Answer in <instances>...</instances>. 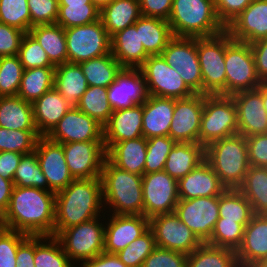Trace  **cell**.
Here are the masks:
<instances>
[{"instance_id":"obj_1","label":"cell","mask_w":267,"mask_h":267,"mask_svg":"<svg viewBox=\"0 0 267 267\" xmlns=\"http://www.w3.org/2000/svg\"><path fill=\"white\" fill-rule=\"evenodd\" d=\"M7 229L28 236H53L55 193L34 187L14 186L7 211Z\"/></svg>"},{"instance_id":"obj_2","label":"cell","mask_w":267,"mask_h":267,"mask_svg":"<svg viewBox=\"0 0 267 267\" xmlns=\"http://www.w3.org/2000/svg\"><path fill=\"white\" fill-rule=\"evenodd\" d=\"M101 178L74 179L55 193V224L53 236L59 231L100 217L103 208Z\"/></svg>"},{"instance_id":"obj_3","label":"cell","mask_w":267,"mask_h":267,"mask_svg":"<svg viewBox=\"0 0 267 267\" xmlns=\"http://www.w3.org/2000/svg\"><path fill=\"white\" fill-rule=\"evenodd\" d=\"M100 178L103 204L112 207L113 214L144 215L142 175L121 170L105 159Z\"/></svg>"},{"instance_id":"obj_4","label":"cell","mask_w":267,"mask_h":267,"mask_svg":"<svg viewBox=\"0 0 267 267\" xmlns=\"http://www.w3.org/2000/svg\"><path fill=\"white\" fill-rule=\"evenodd\" d=\"M168 23L176 37H213L226 30L214 0H173Z\"/></svg>"},{"instance_id":"obj_5","label":"cell","mask_w":267,"mask_h":267,"mask_svg":"<svg viewBox=\"0 0 267 267\" xmlns=\"http://www.w3.org/2000/svg\"><path fill=\"white\" fill-rule=\"evenodd\" d=\"M205 160L227 189H238L250 167L246 138L236 134L205 147Z\"/></svg>"},{"instance_id":"obj_6","label":"cell","mask_w":267,"mask_h":267,"mask_svg":"<svg viewBox=\"0 0 267 267\" xmlns=\"http://www.w3.org/2000/svg\"><path fill=\"white\" fill-rule=\"evenodd\" d=\"M226 96L258 88L263 82L257 75L251 45L233 40L226 31Z\"/></svg>"},{"instance_id":"obj_7","label":"cell","mask_w":267,"mask_h":267,"mask_svg":"<svg viewBox=\"0 0 267 267\" xmlns=\"http://www.w3.org/2000/svg\"><path fill=\"white\" fill-rule=\"evenodd\" d=\"M238 134L236 105L231 96L204 95L199 144L206 147L213 141Z\"/></svg>"},{"instance_id":"obj_8","label":"cell","mask_w":267,"mask_h":267,"mask_svg":"<svg viewBox=\"0 0 267 267\" xmlns=\"http://www.w3.org/2000/svg\"><path fill=\"white\" fill-rule=\"evenodd\" d=\"M202 74V94L226 96V30L213 37L196 38Z\"/></svg>"},{"instance_id":"obj_9","label":"cell","mask_w":267,"mask_h":267,"mask_svg":"<svg viewBox=\"0 0 267 267\" xmlns=\"http://www.w3.org/2000/svg\"><path fill=\"white\" fill-rule=\"evenodd\" d=\"M100 218L80 223L59 231L55 237L70 260L77 263L93 259L104 252L105 226Z\"/></svg>"},{"instance_id":"obj_10","label":"cell","mask_w":267,"mask_h":267,"mask_svg":"<svg viewBox=\"0 0 267 267\" xmlns=\"http://www.w3.org/2000/svg\"><path fill=\"white\" fill-rule=\"evenodd\" d=\"M69 63H82L111 53V37L101 19L81 26L65 28Z\"/></svg>"},{"instance_id":"obj_11","label":"cell","mask_w":267,"mask_h":267,"mask_svg":"<svg viewBox=\"0 0 267 267\" xmlns=\"http://www.w3.org/2000/svg\"><path fill=\"white\" fill-rule=\"evenodd\" d=\"M139 69L146 80L149 95L182 99L195 94L161 55L149 56Z\"/></svg>"},{"instance_id":"obj_12","label":"cell","mask_w":267,"mask_h":267,"mask_svg":"<svg viewBox=\"0 0 267 267\" xmlns=\"http://www.w3.org/2000/svg\"><path fill=\"white\" fill-rule=\"evenodd\" d=\"M161 56L178 72L195 94H202V74L195 37L174 36L164 48Z\"/></svg>"},{"instance_id":"obj_13","label":"cell","mask_w":267,"mask_h":267,"mask_svg":"<svg viewBox=\"0 0 267 267\" xmlns=\"http://www.w3.org/2000/svg\"><path fill=\"white\" fill-rule=\"evenodd\" d=\"M144 216L148 219L175 211L179 201L178 180L164 170L142 175Z\"/></svg>"},{"instance_id":"obj_14","label":"cell","mask_w":267,"mask_h":267,"mask_svg":"<svg viewBox=\"0 0 267 267\" xmlns=\"http://www.w3.org/2000/svg\"><path fill=\"white\" fill-rule=\"evenodd\" d=\"M149 228L154 234L157 247L189 255L203 242L176 215L159 214L149 219Z\"/></svg>"},{"instance_id":"obj_15","label":"cell","mask_w":267,"mask_h":267,"mask_svg":"<svg viewBox=\"0 0 267 267\" xmlns=\"http://www.w3.org/2000/svg\"><path fill=\"white\" fill-rule=\"evenodd\" d=\"M174 212L206 243L219 219V196L179 199Z\"/></svg>"},{"instance_id":"obj_16","label":"cell","mask_w":267,"mask_h":267,"mask_svg":"<svg viewBox=\"0 0 267 267\" xmlns=\"http://www.w3.org/2000/svg\"><path fill=\"white\" fill-rule=\"evenodd\" d=\"M62 145L67 166L74 179L101 176L106 159L103 141L70 142Z\"/></svg>"},{"instance_id":"obj_17","label":"cell","mask_w":267,"mask_h":267,"mask_svg":"<svg viewBox=\"0 0 267 267\" xmlns=\"http://www.w3.org/2000/svg\"><path fill=\"white\" fill-rule=\"evenodd\" d=\"M46 137L60 144L103 141V126L76 106H72Z\"/></svg>"},{"instance_id":"obj_18","label":"cell","mask_w":267,"mask_h":267,"mask_svg":"<svg viewBox=\"0 0 267 267\" xmlns=\"http://www.w3.org/2000/svg\"><path fill=\"white\" fill-rule=\"evenodd\" d=\"M203 110L204 94H194L188 98L175 99L169 137L175 142L199 143Z\"/></svg>"},{"instance_id":"obj_19","label":"cell","mask_w":267,"mask_h":267,"mask_svg":"<svg viewBox=\"0 0 267 267\" xmlns=\"http://www.w3.org/2000/svg\"><path fill=\"white\" fill-rule=\"evenodd\" d=\"M35 152L41 171L47 179L48 191L57 193L74 180L67 166L62 144L40 136Z\"/></svg>"},{"instance_id":"obj_20","label":"cell","mask_w":267,"mask_h":267,"mask_svg":"<svg viewBox=\"0 0 267 267\" xmlns=\"http://www.w3.org/2000/svg\"><path fill=\"white\" fill-rule=\"evenodd\" d=\"M109 104L121 110L143 104L149 97L147 83L140 69L123 68L107 88Z\"/></svg>"},{"instance_id":"obj_21","label":"cell","mask_w":267,"mask_h":267,"mask_svg":"<svg viewBox=\"0 0 267 267\" xmlns=\"http://www.w3.org/2000/svg\"><path fill=\"white\" fill-rule=\"evenodd\" d=\"M237 109L238 134L246 137L267 133V112L256 88L231 96Z\"/></svg>"},{"instance_id":"obj_22","label":"cell","mask_w":267,"mask_h":267,"mask_svg":"<svg viewBox=\"0 0 267 267\" xmlns=\"http://www.w3.org/2000/svg\"><path fill=\"white\" fill-rule=\"evenodd\" d=\"M110 217L104 232L106 253H118L149 229V219L144 215L112 214Z\"/></svg>"},{"instance_id":"obj_23","label":"cell","mask_w":267,"mask_h":267,"mask_svg":"<svg viewBox=\"0 0 267 267\" xmlns=\"http://www.w3.org/2000/svg\"><path fill=\"white\" fill-rule=\"evenodd\" d=\"M226 31L233 40L249 44L267 38V0H253Z\"/></svg>"},{"instance_id":"obj_24","label":"cell","mask_w":267,"mask_h":267,"mask_svg":"<svg viewBox=\"0 0 267 267\" xmlns=\"http://www.w3.org/2000/svg\"><path fill=\"white\" fill-rule=\"evenodd\" d=\"M143 104L114 110L103 126V144L107 150L116 142L142 137Z\"/></svg>"},{"instance_id":"obj_25","label":"cell","mask_w":267,"mask_h":267,"mask_svg":"<svg viewBox=\"0 0 267 267\" xmlns=\"http://www.w3.org/2000/svg\"><path fill=\"white\" fill-rule=\"evenodd\" d=\"M226 189L206 160L178 180L179 199L220 196Z\"/></svg>"},{"instance_id":"obj_26","label":"cell","mask_w":267,"mask_h":267,"mask_svg":"<svg viewBox=\"0 0 267 267\" xmlns=\"http://www.w3.org/2000/svg\"><path fill=\"white\" fill-rule=\"evenodd\" d=\"M239 267L267 259V215L254 214L245 226L239 248L235 251Z\"/></svg>"},{"instance_id":"obj_27","label":"cell","mask_w":267,"mask_h":267,"mask_svg":"<svg viewBox=\"0 0 267 267\" xmlns=\"http://www.w3.org/2000/svg\"><path fill=\"white\" fill-rule=\"evenodd\" d=\"M175 99L149 95L143 103L142 133L149 139L155 136H169L173 120Z\"/></svg>"},{"instance_id":"obj_28","label":"cell","mask_w":267,"mask_h":267,"mask_svg":"<svg viewBox=\"0 0 267 267\" xmlns=\"http://www.w3.org/2000/svg\"><path fill=\"white\" fill-rule=\"evenodd\" d=\"M146 154L147 139L142 136L112 144L106 150V159L121 170L144 175Z\"/></svg>"},{"instance_id":"obj_29","label":"cell","mask_w":267,"mask_h":267,"mask_svg":"<svg viewBox=\"0 0 267 267\" xmlns=\"http://www.w3.org/2000/svg\"><path fill=\"white\" fill-rule=\"evenodd\" d=\"M111 53L123 68L131 69H139L149 57L134 25L111 37Z\"/></svg>"},{"instance_id":"obj_30","label":"cell","mask_w":267,"mask_h":267,"mask_svg":"<svg viewBox=\"0 0 267 267\" xmlns=\"http://www.w3.org/2000/svg\"><path fill=\"white\" fill-rule=\"evenodd\" d=\"M35 126L46 136L72 107L53 87L32 103Z\"/></svg>"},{"instance_id":"obj_31","label":"cell","mask_w":267,"mask_h":267,"mask_svg":"<svg viewBox=\"0 0 267 267\" xmlns=\"http://www.w3.org/2000/svg\"><path fill=\"white\" fill-rule=\"evenodd\" d=\"M205 160V147L199 143L176 142L169 153L164 171L179 180Z\"/></svg>"},{"instance_id":"obj_32","label":"cell","mask_w":267,"mask_h":267,"mask_svg":"<svg viewBox=\"0 0 267 267\" xmlns=\"http://www.w3.org/2000/svg\"><path fill=\"white\" fill-rule=\"evenodd\" d=\"M134 26L139 30L140 43L149 56L161 55L174 37L168 21L161 18L141 16Z\"/></svg>"},{"instance_id":"obj_33","label":"cell","mask_w":267,"mask_h":267,"mask_svg":"<svg viewBox=\"0 0 267 267\" xmlns=\"http://www.w3.org/2000/svg\"><path fill=\"white\" fill-rule=\"evenodd\" d=\"M141 16L139 0H112L100 10V19L110 37L134 25Z\"/></svg>"},{"instance_id":"obj_34","label":"cell","mask_w":267,"mask_h":267,"mask_svg":"<svg viewBox=\"0 0 267 267\" xmlns=\"http://www.w3.org/2000/svg\"><path fill=\"white\" fill-rule=\"evenodd\" d=\"M0 127L7 130H37L32 103L19 96H1Z\"/></svg>"},{"instance_id":"obj_35","label":"cell","mask_w":267,"mask_h":267,"mask_svg":"<svg viewBox=\"0 0 267 267\" xmlns=\"http://www.w3.org/2000/svg\"><path fill=\"white\" fill-rule=\"evenodd\" d=\"M54 88L71 106H77L88 88L80 65L66 62L55 66Z\"/></svg>"},{"instance_id":"obj_36","label":"cell","mask_w":267,"mask_h":267,"mask_svg":"<svg viewBox=\"0 0 267 267\" xmlns=\"http://www.w3.org/2000/svg\"><path fill=\"white\" fill-rule=\"evenodd\" d=\"M29 33L39 42L54 66L68 62L65 32L62 26L56 23L36 25L29 30Z\"/></svg>"},{"instance_id":"obj_37","label":"cell","mask_w":267,"mask_h":267,"mask_svg":"<svg viewBox=\"0 0 267 267\" xmlns=\"http://www.w3.org/2000/svg\"><path fill=\"white\" fill-rule=\"evenodd\" d=\"M56 24L65 28L87 25L100 19V9L91 0H58Z\"/></svg>"},{"instance_id":"obj_38","label":"cell","mask_w":267,"mask_h":267,"mask_svg":"<svg viewBox=\"0 0 267 267\" xmlns=\"http://www.w3.org/2000/svg\"><path fill=\"white\" fill-rule=\"evenodd\" d=\"M85 75L88 86H100L108 88L121 72L123 67L114 58L112 53L92 58L79 63Z\"/></svg>"},{"instance_id":"obj_39","label":"cell","mask_w":267,"mask_h":267,"mask_svg":"<svg viewBox=\"0 0 267 267\" xmlns=\"http://www.w3.org/2000/svg\"><path fill=\"white\" fill-rule=\"evenodd\" d=\"M238 190L250 202L254 214L267 215V168L250 166Z\"/></svg>"},{"instance_id":"obj_40","label":"cell","mask_w":267,"mask_h":267,"mask_svg":"<svg viewBox=\"0 0 267 267\" xmlns=\"http://www.w3.org/2000/svg\"><path fill=\"white\" fill-rule=\"evenodd\" d=\"M187 267H239L235 250L202 243L187 255Z\"/></svg>"},{"instance_id":"obj_41","label":"cell","mask_w":267,"mask_h":267,"mask_svg":"<svg viewBox=\"0 0 267 267\" xmlns=\"http://www.w3.org/2000/svg\"><path fill=\"white\" fill-rule=\"evenodd\" d=\"M55 68H33L23 72L17 96L33 103L54 87Z\"/></svg>"},{"instance_id":"obj_42","label":"cell","mask_w":267,"mask_h":267,"mask_svg":"<svg viewBox=\"0 0 267 267\" xmlns=\"http://www.w3.org/2000/svg\"><path fill=\"white\" fill-rule=\"evenodd\" d=\"M72 262L55 236H34L35 267H76Z\"/></svg>"},{"instance_id":"obj_43","label":"cell","mask_w":267,"mask_h":267,"mask_svg":"<svg viewBox=\"0 0 267 267\" xmlns=\"http://www.w3.org/2000/svg\"><path fill=\"white\" fill-rule=\"evenodd\" d=\"M253 215L250 202L238 189H226L219 196V218L236 221L245 227Z\"/></svg>"},{"instance_id":"obj_44","label":"cell","mask_w":267,"mask_h":267,"mask_svg":"<svg viewBox=\"0 0 267 267\" xmlns=\"http://www.w3.org/2000/svg\"><path fill=\"white\" fill-rule=\"evenodd\" d=\"M76 107L102 126L109 121L113 113L108 100L107 88L100 86H88Z\"/></svg>"},{"instance_id":"obj_45","label":"cell","mask_w":267,"mask_h":267,"mask_svg":"<svg viewBox=\"0 0 267 267\" xmlns=\"http://www.w3.org/2000/svg\"><path fill=\"white\" fill-rule=\"evenodd\" d=\"M13 184L19 187H34L48 190V182L41 171L35 151L22 156L13 177Z\"/></svg>"},{"instance_id":"obj_46","label":"cell","mask_w":267,"mask_h":267,"mask_svg":"<svg viewBox=\"0 0 267 267\" xmlns=\"http://www.w3.org/2000/svg\"><path fill=\"white\" fill-rule=\"evenodd\" d=\"M40 136L38 130H7L0 127V152L32 153Z\"/></svg>"},{"instance_id":"obj_47","label":"cell","mask_w":267,"mask_h":267,"mask_svg":"<svg viewBox=\"0 0 267 267\" xmlns=\"http://www.w3.org/2000/svg\"><path fill=\"white\" fill-rule=\"evenodd\" d=\"M244 229L245 227L236 221L219 218L215 223L210 239L206 243L236 251L241 245Z\"/></svg>"},{"instance_id":"obj_48","label":"cell","mask_w":267,"mask_h":267,"mask_svg":"<svg viewBox=\"0 0 267 267\" xmlns=\"http://www.w3.org/2000/svg\"><path fill=\"white\" fill-rule=\"evenodd\" d=\"M23 72L18 55L0 57V96H17Z\"/></svg>"},{"instance_id":"obj_49","label":"cell","mask_w":267,"mask_h":267,"mask_svg":"<svg viewBox=\"0 0 267 267\" xmlns=\"http://www.w3.org/2000/svg\"><path fill=\"white\" fill-rule=\"evenodd\" d=\"M155 247L154 234L149 228L116 255L128 267H141L146 257L152 253Z\"/></svg>"},{"instance_id":"obj_50","label":"cell","mask_w":267,"mask_h":267,"mask_svg":"<svg viewBox=\"0 0 267 267\" xmlns=\"http://www.w3.org/2000/svg\"><path fill=\"white\" fill-rule=\"evenodd\" d=\"M175 144L176 142L169 136H155L147 139L144 174L162 171Z\"/></svg>"},{"instance_id":"obj_51","label":"cell","mask_w":267,"mask_h":267,"mask_svg":"<svg viewBox=\"0 0 267 267\" xmlns=\"http://www.w3.org/2000/svg\"><path fill=\"white\" fill-rule=\"evenodd\" d=\"M0 22L29 33L31 16L27 0H0Z\"/></svg>"},{"instance_id":"obj_52","label":"cell","mask_w":267,"mask_h":267,"mask_svg":"<svg viewBox=\"0 0 267 267\" xmlns=\"http://www.w3.org/2000/svg\"><path fill=\"white\" fill-rule=\"evenodd\" d=\"M18 57L24 70L33 68H55L50 62L45 50L30 33L24 35L19 48Z\"/></svg>"},{"instance_id":"obj_53","label":"cell","mask_w":267,"mask_h":267,"mask_svg":"<svg viewBox=\"0 0 267 267\" xmlns=\"http://www.w3.org/2000/svg\"><path fill=\"white\" fill-rule=\"evenodd\" d=\"M28 235L16 230L5 229L0 234V267H16V254L19 244Z\"/></svg>"},{"instance_id":"obj_54","label":"cell","mask_w":267,"mask_h":267,"mask_svg":"<svg viewBox=\"0 0 267 267\" xmlns=\"http://www.w3.org/2000/svg\"><path fill=\"white\" fill-rule=\"evenodd\" d=\"M31 28L36 25L55 24L58 18V0H27Z\"/></svg>"},{"instance_id":"obj_55","label":"cell","mask_w":267,"mask_h":267,"mask_svg":"<svg viewBox=\"0 0 267 267\" xmlns=\"http://www.w3.org/2000/svg\"><path fill=\"white\" fill-rule=\"evenodd\" d=\"M141 267H187V255L156 246Z\"/></svg>"},{"instance_id":"obj_56","label":"cell","mask_w":267,"mask_h":267,"mask_svg":"<svg viewBox=\"0 0 267 267\" xmlns=\"http://www.w3.org/2000/svg\"><path fill=\"white\" fill-rule=\"evenodd\" d=\"M26 32L0 22V57L18 55Z\"/></svg>"},{"instance_id":"obj_57","label":"cell","mask_w":267,"mask_h":267,"mask_svg":"<svg viewBox=\"0 0 267 267\" xmlns=\"http://www.w3.org/2000/svg\"><path fill=\"white\" fill-rule=\"evenodd\" d=\"M250 166L267 168V133L246 137Z\"/></svg>"},{"instance_id":"obj_58","label":"cell","mask_w":267,"mask_h":267,"mask_svg":"<svg viewBox=\"0 0 267 267\" xmlns=\"http://www.w3.org/2000/svg\"><path fill=\"white\" fill-rule=\"evenodd\" d=\"M253 0H214L219 21L226 28Z\"/></svg>"},{"instance_id":"obj_59","label":"cell","mask_w":267,"mask_h":267,"mask_svg":"<svg viewBox=\"0 0 267 267\" xmlns=\"http://www.w3.org/2000/svg\"><path fill=\"white\" fill-rule=\"evenodd\" d=\"M173 0H139L142 16L169 19Z\"/></svg>"},{"instance_id":"obj_60","label":"cell","mask_w":267,"mask_h":267,"mask_svg":"<svg viewBox=\"0 0 267 267\" xmlns=\"http://www.w3.org/2000/svg\"><path fill=\"white\" fill-rule=\"evenodd\" d=\"M254 55L256 72L262 82H267V38L250 44Z\"/></svg>"},{"instance_id":"obj_61","label":"cell","mask_w":267,"mask_h":267,"mask_svg":"<svg viewBox=\"0 0 267 267\" xmlns=\"http://www.w3.org/2000/svg\"><path fill=\"white\" fill-rule=\"evenodd\" d=\"M23 155L11 151L0 152V175L13 181L16 168Z\"/></svg>"},{"instance_id":"obj_62","label":"cell","mask_w":267,"mask_h":267,"mask_svg":"<svg viewBox=\"0 0 267 267\" xmlns=\"http://www.w3.org/2000/svg\"><path fill=\"white\" fill-rule=\"evenodd\" d=\"M16 267H35L34 265V236H27L18 246Z\"/></svg>"},{"instance_id":"obj_63","label":"cell","mask_w":267,"mask_h":267,"mask_svg":"<svg viewBox=\"0 0 267 267\" xmlns=\"http://www.w3.org/2000/svg\"><path fill=\"white\" fill-rule=\"evenodd\" d=\"M81 267H128L116 254L103 252L93 259L83 261Z\"/></svg>"},{"instance_id":"obj_64","label":"cell","mask_w":267,"mask_h":267,"mask_svg":"<svg viewBox=\"0 0 267 267\" xmlns=\"http://www.w3.org/2000/svg\"><path fill=\"white\" fill-rule=\"evenodd\" d=\"M14 184L12 180L6 179L0 175V212L4 214L10 203Z\"/></svg>"},{"instance_id":"obj_65","label":"cell","mask_w":267,"mask_h":267,"mask_svg":"<svg viewBox=\"0 0 267 267\" xmlns=\"http://www.w3.org/2000/svg\"><path fill=\"white\" fill-rule=\"evenodd\" d=\"M257 89L262 94L264 108L267 112V82H263Z\"/></svg>"},{"instance_id":"obj_66","label":"cell","mask_w":267,"mask_h":267,"mask_svg":"<svg viewBox=\"0 0 267 267\" xmlns=\"http://www.w3.org/2000/svg\"><path fill=\"white\" fill-rule=\"evenodd\" d=\"M246 267H267V259H259L251 262Z\"/></svg>"},{"instance_id":"obj_67","label":"cell","mask_w":267,"mask_h":267,"mask_svg":"<svg viewBox=\"0 0 267 267\" xmlns=\"http://www.w3.org/2000/svg\"><path fill=\"white\" fill-rule=\"evenodd\" d=\"M112 0H91L92 4H94L100 10L109 4Z\"/></svg>"},{"instance_id":"obj_68","label":"cell","mask_w":267,"mask_h":267,"mask_svg":"<svg viewBox=\"0 0 267 267\" xmlns=\"http://www.w3.org/2000/svg\"><path fill=\"white\" fill-rule=\"evenodd\" d=\"M6 225H5V221H4V215L0 212V234L5 230Z\"/></svg>"}]
</instances>
